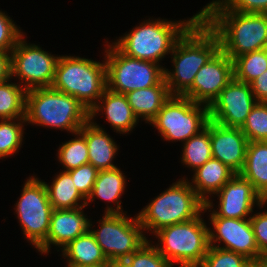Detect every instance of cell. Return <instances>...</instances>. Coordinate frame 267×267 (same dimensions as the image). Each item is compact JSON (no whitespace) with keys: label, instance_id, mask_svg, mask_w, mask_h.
Returning <instances> with one entry per match:
<instances>
[{"label":"cell","instance_id":"6da1fadb","mask_svg":"<svg viewBox=\"0 0 267 267\" xmlns=\"http://www.w3.org/2000/svg\"><path fill=\"white\" fill-rule=\"evenodd\" d=\"M200 17L217 34L220 49L232 60L267 44V14L235 12L221 1Z\"/></svg>","mask_w":267,"mask_h":267},{"label":"cell","instance_id":"7a4b0ae2","mask_svg":"<svg viewBox=\"0 0 267 267\" xmlns=\"http://www.w3.org/2000/svg\"><path fill=\"white\" fill-rule=\"evenodd\" d=\"M217 34L199 17L177 40L170 54L172 70L164 68V79L171 95L182 96L195 75L218 51Z\"/></svg>","mask_w":267,"mask_h":267},{"label":"cell","instance_id":"3957f363","mask_svg":"<svg viewBox=\"0 0 267 267\" xmlns=\"http://www.w3.org/2000/svg\"><path fill=\"white\" fill-rule=\"evenodd\" d=\"M199 17L196 13L187 20L179 21L149 18L112 43L129 57L160 64L166 55L171 54L177 40Z\"/></svg>","mask_w":267,"mask_h":267},{"label":"cell","instance_id":"277c9868","mask_svg":"<svg viewBox=\"0 0 267 267\" xmlns=\"http://www.w3.org/2000/svg\"><path fill=\"white\" fill-rule=\"evenodd\" d=\"M27 125L67 131L72 135L90 119V112L73 96L52 87L26 91Z\"/></svg>","mask_w":267,"mask_h":267},{"label":"cell","instance_id":"5b68a950","mask_svg":"<svg viewBox=\"0 0 267 267\" xmlns=\"http://www.w3.org/2000/svg\"><path fill=\"white\" fill-rule=\"evenodd\" d=\"M185 179L172 183L139 211L137 216L144 231L154 234L163 227L190 221L203 212L205 202L191 187L190 180Z\"/></svg>","mask_w":267,"mask_h":267},{"label":"cell","instance_id":"8992f818","mask_svg":"<svg viewBox=\"0 0 267 267\" xmlns=\"http://www.w3.org/2000/svg\"><path fill=\"white\" fill-rule=\"evenodd\" d=\"M51 87L73 96L90 112L107 89L105 59L97 62L80 56L60 55Z\"/></svg>","mask_w":267,"mask_h":267},{"label":"cell","instance_id":"52a82bcc","mask_svg":"<svg viewBox=\"0 0 267 267\" xmlns=\"http://www.w3.org/2000/svg\"><path fill=\"white\" fill-rule=\"evenodd\" d=\"M198 217L183 223L173 224L154 233L157 250L174 267H198L209 248V227Z\"/></svg>","mask_w":267,"mask_h":267},{"label":"cell","instance_id":"ba28073f","mask_svg":"<svg viewBox=\"0 0 267 267\" xmlns=\"http://www.w3.org/2000/svg\"><path fill=\"white\" fill-rule=\"evenodd\" d=\"M105 43L107 88L110 91L127 94L133 90L155 86L164 78V66L129 57L108 40Z\"/></svg>","mask_w":267,"mask_h":267},{"label":"cell","instance_id":"9c48e42d","mask_svg":"<svg viewBox=\"0 0 267 267\" xmlns=\"http://www.w3.org/2000/svg\"><path fill=\"white\" fill-rule=\"evenodd\" d=\"M208 121L209 106L172 95L149 124L158 130L163 140L183 144L203 130Z\"/></svg>","mask_w":267,"mask_h":267},{"label":"cell","instance_id":"30bf717a","mask_svg":"<svg viewBox=\"0 0 267 267\" xmlns=\"http://www.w3.org/2000/svg\"><path fill=\"white\" fill-rule=\"evenodd\" d=\"M25 181L14 209L24 239L37 249L47 239L53 207L45 181L36 175L28 177Z\"/></svg>","mask_w":267,"mask_h":267},{"label":"cell","instance_id":"8fae6325","mask_svg":"<svg viewBox=\"0 0 267 267\" xmlns=\"http://www.w3.org/2000/svg\"><path fill=\"white\" fill-rule=\"evenodd\" d=\"M97 223L95 230L90 221V231L109 261L126 259L148 241L137 215L104 213Z\"/></svg>","mask_w":267,"mask_h":267},{"label":"cell","instance_id":"7c38bea8","mask_svg":"<svg viewBox=\"0 0 267 267\" xmlns=\"http://www.w3.org/2000/svg\"><path fill=\"white\" fill-rule=\"evenodd\" d=\"M24 36L11 51L12 78H18V84L26 91L51 87L60 55L42 50L39 44L27 43Z\"/></svg>","mask_w":267,"mask_h":267},{"label":"cell","instance_id":"4fadbf2b","mask_svg":"<svg viewBox=\"0 0 267 267\" xmlns=\"http://www.w3.org/2000/svg\"><path fill=\"white\" fill-rule=\"evenodd\" d=\"M210 212L209 245L233 251L249 260L261 259L250 219L218 217L206 204L203 212ZM213 229V230H212ZM223 242V243H222ZM218 245H217V244ZM223 244V246L221 244Z\"/></svg>","mask_w":267,"mask_h":267},{"label":"cell","instance_id":"5bb4252c","mask_svg":"<svg viewBox=\"0 0 267 267\" xmlns=\"http://www.w3.org/2000/svg\"><path fill=\"white\" fill-rule=\"evenodd\" d=\"M257 102L250 84L233 78L209 106V119L226 127L241 128Z\"/></svg>","mask_w":267,"mask_h":267},{"label":"cell","instance_id":"9a60e30c","mask_svg":"<svg viewBox=\"0 0 267 267\" xmlns=\"http://www.w3.org/2000/svg\"><path fill=\"white\" fill-rule=\"evenodd\" d=\"M218 197L219 204L214 208L210 198L205 204L218 216L223 218L247 219L254 212V206L264 202L253 185L239 173H236L224 186L213 195Z\"/></svg>","mask_w":267,"mask_h":267},{"label":"cell","instance_id":"2e32d148","mask_svg":"<svg viewBox=\"0 0 267 267\" xmlns=\"http://www.w3.org/2000/svg\"><path fill=\"white\" fill-rule=\"evenodd\" d=\"M233 78V60L220 49L201 67L192 86L182 96L210 106Z\"/></svg>","mask_w":267,"mask_h":267},{"label":"cell","instance_id":"e0dca14e","mask_svg":"<svg viewBox=\"0 0 267 267\" xmlns=\"http://www.w3.org/2000/svg\"><path fill=\"white\" fill-rule=\"evenodd\" d=\"M85 207L77 209H53L47 239L37 248L41 254H48L51 245L64 248L69 242L90 229V220L85 215Z\"/></svg>","mask_w":267,"mask_h":267},{"label":"cell","instance_id":"ac0fdd59","mask_svg":"<svg viewBox=\"0 0 267 267\" xmlns=\"http://www.w3.org/2000/svg\"><path fill=\"white\" fill-rule=\"evenodd\" d=\"M210 142L212 158L235 173L243 169L249 141L240 128L226 127L210 120Z\"/></svg>","mask_w":267,"mask_h":267},{"label":"cell","instance_id":"d6986e66","mask_svg":"<svg viewBox=\"0 0 267 267\" xmlns=\"http://www.w3.org/2000/svg\"><path fill=\"white\" fill-rule=\"evenodd\" d=\"M99 112L106 116L110 127L118 134H129L139 123L126 95L112 92L108 88L104 91L98 103L90 110V119L101 115Z\"/></svg>","mask_w":267,"mask_h":267},{"label":"cell","instance_id":"ffe728a7","mask_svg":"<svg viewBox=\"0 0 267 267\" xmlns=\"http://www.w3.org/2000/svg\"><path fill=\"white\" fill-rule=\"evenodd\" d=\"M89 119L79 130L85 137L88 147V163L92 164L98 171L110 170L118 166L113 164L118 154L119 146L113 137L99 124Z\"/></svg>","mask_w":267,"mask_h":267},{"label":"cell","instance_id":"44dd1931","mask_svg":"<svg viewBox=\"0 0 267 267\" xmlns=\"http://www.w3.org/2000/svg\"><path fill=\"white\" fill-rule=\"evenodd\" d=\"M126 176L120 168H114L110 170H101L98 172L96 181L93 186L92 193L86 200V207L89 206L90 202H95V199H101L108 205L104 210L105 213L122 214L127 213L123 211L121 206L122 202L120 199L125 192L126 188Z\"/></svg>","mask_w":267,"mask_h":267},{"label":"cell","instance_id":"7402d4cb","mask_svg":"<svg viewBox=\"0 0 267 267\" xmlns=\"http://www.w3.org/2000/svg\"><path fill=\"white\" fill-rule=\"evenodd\" d=\"M235 174L227 165L218 159L211 158L193 171V177L189 183L197 195L206 203Z\"/></svg>","mask_w":267,"mask_h":267},{"label":"cell","instance_id":"603a6c76","mask_svg":"<svg viewBox=\"0 0 267 267\" xmlns=\"http://www.w3.org/2000/svg\"><path fill=\"white\" fill-rule=\"evenodd\" d=\"M133 113L140 121L150 123L164 103L172 96L163 78L157 85L125 94Z\"/></svg>","mask_w":267,"mask_h":267},{"label":"cell","instance_id":"cb8c5ba5","mask_svg":"<svg viewBox=\"0 0 267 267\" xmlns=\"http://www.w3.org/2000/svg\"><path fill=\"white\" fill-rule=\"evenodd\" d=\"M61 252L67 261L66 267H85L109 261L90 229L69 242Z\"/></svg>","mask_w":267,"mask_h":267},{"label":"cell","instance_id":"d4e9b609","mask_svg":"<svg viewBox=\"0 0 267 267\" xmlns=\"http://www.w3.org/2000/svg\"><path fill=\"white\" fill-rule=\"evenodd\" d=\"M239 174L267 201V141L248 143L245 163Z\"/></svg>","mask_w":267,"mask_h":267},{"label":"cell","instance_id":"484cf974","mask_svg":"<svg viewBox=\"0 0 267 267\" xmlns=\"http://www.w3.org/2000/svg\"><path fill=\"white\" fill-rule=\"evenodd\" d=\"M51 184L45 182L53 209H77L86 207V199L79 193L71 175L60 171Z\"/></svg>","mask_w":267,"mask_h":267},{"label":"cell","instance_id":"4316f807","mask_svg":"<svg viewBox=\"0 0 267 267\" xmlns=\"http://www.w3.org/2000/svg\"><path fill=\"white\" fill-rule=\"evenodd\" d=\"M182 146L181 162L185 167L192 168V171L211 159L210 119L203 130L189 138Z\"/></svg>","mask_w":267,"mask_h":267},{"label":"cell","instance_id":"83f0119b","mask_svg":"<svg viewBox=\"0 0 267 267\" xmlns=\"http://www.w3.org/2000/svg\"><path fill=\"white\" fill-rule=\"evenodd\" d=\"M26 90L11 79L0 83V120L25 118Z\"/></svg>","mask_w":267,"mask_h":267},{"label":"cell","instance_id":"f1b7e54d","mask_svg":"<svg viewBox=\"0 0 267 267\" xmlns=\"http://www.w3.org/2000/svg\"><path fill=\"white\" fill-rule=\"evenodd\" d=\"M267 71V55L264 49L243 54L233 60L234 78L250 84Z\"/></svg>","mask_w":267,"mask_h":267},{"label":"cell","instance_id":"f546056e","mask_svg":"<svg viewBox=\"0 0 267 267\" xmlns=\"http://www.w3.org/2000/svg\"><path fill=\"white\" fill-rule=\"evenodd\" d=\"M25 118L0 120V159L10 157L20 150L24 138Z\"/></svg>","mask_w":267,"mask_h":267},{"label":"cell","instance_id":"4dcf8cb0","mask_svg":"<svg viewBox=\"0 0 267 267\" xmlns=\"http://www.w3.org/2000/svg\"><path fill=\"white\" fill-rule=\"evenodd\" d=\"M73 136L74 139L62 143L57 150V158L64 171H69L88 163V147L85 137L79 131L75 132Z\"/></svg>","mask_w":267,"mask_h":267},{"label":"cell","instance_id":"1f68e13d","mask_svg":"<svg viewBox=\"0 0 267 267\" xmlns=\"http://www.w3.org/2000/svg\"><path fill=\"white\" fill-rule=\"evenodd\" d=\"M240 129L249 142L267 141V102H257Z\"/></svg>","mask_w":267,"mask_h":267},{"label":"cell","instance_id":"d6a6232c","mask_svg":"<svg viewBox=\"0 0 267 267\" xmlns=\"http://www.w3.org/2000/svg\"><path fill=\"white\" fill-rule=\"evenodd\" d=\"M126 260L132 267H173L152 244L151 240L146 241Z\"/></svg>","mask_w":267,"mask_h":267},{"label":"cell","instance_id":"836d02e7","mask_svg":"<svg viewBox=\"0 0 267 267\" xmlns=\"http://www.w3.org/2000/svg\"><path fill=\"white\" fill-rule=\"evenodd\" d=\"M249 259L230 250L209 246L198 267H242Z\"/></svg>","mask_w":267,"mask_h":267},{"label":"cell","instance_id":"e575fe53","mask_svg":"<svg viewBox=\"0 0 267 267\" xmlns=\"http://www.w3.org/2000/svg\"><path fill=\"white\" fill-rule=\"evenodd\" d=\"M24 34L14 20L0 10V51L11 52Z\"/></svg>","mask_w":267,"mask_h":267},{"label":"cell","instance_id":"d590c367","mask_svg":"<svg viewBox=\"0 0 267 267\" xmlns=\"http://www.w3.org/2000/svg\"><path fill=\"white\" fill-rule=\"evenodd\" d=\"M67 172L71 175L79 193L87 200L92 193L99 171L92 164L87 163Z\"/></svg>","mask_w":267,"mask_h":267},{"label":"cell","instance_id":"8d00e7d4","mask_svg":"<svg viewBox=\"0 0 267 267\" xmlns=\"http://www.w3.org/2000/svg\"><path fill=\"white\" fill-rule=\"evenodd\" d=\"M267 201L262 202L259 206V209H262V212L252 213L250 219L255 241L259 252L261 253V259L267 260V210L266 208Z\"/></svg>","mask_w":267,"mask_h":267},{"label":"cell","instance_id":"74e56055","mask_svg":"<svg viewBox=\"0 0 267 267\" xmlns=\"http://www.w3.org/2000/svg\"><path fill=\"white\" fill-rule=\"evenodd\" d=\"M222 2L235 12L267 14V0H222Z\"/></svg>","mask_w":267,"mask_h":267},{"label":"cell","instance_id":"f35d334b","mask_svg":"<svg viewBox=\"0 0 267 267\" xmlns=\"http://www.w3.org/2000/svg\"><path fill=\"white\" fill-rule=\"evenodd\" d=\"M250 86L258 102H267V71L252 81Z\"/></svg>","mask_w":267,"mask_h":267},{"label":"cell","instance_id":"ab89813d","mask_svg":"<svg viewBox=\"0 0 267 267\" xmlns=\"http://www.w3.org/2000/svg\"><path fill=\"white\" fill-rule=\"evenodd\" d=\"M12 79L11 52L0 51V83Z\"/></svg>","mask_w":267,"mask_h":267},{"label":"cell","instance_id":"60d3db41","mask_svg":"<svg viewBox=\"0 0 267 267\" xmlns=\"http://www.w3.org/2000/svg\"><path fill=\"white\" fill-rule=\"evenodd\" d=\"M266 262V259L248 260L242 267H262Z\"/></svg>","mask_w":267,"mask_h":267},{"label":"cell","instance_id":"b9f144b4","mask_svg":"<svg viewBox=\"0 0 267 267\" xmlns=\"http://www.w3.org/2000/svg\"><path fill=\"white\" fill-rule=\"evenodd\" d=\"M111 267H132L126 259L111 260Z\"/></svg>","mask_w":267,"mask_h":267},{"label":"cell","instance_id":"7bdbcfd3","mask_svg":"<svg viewBox=\"0 0 267 267\" xmlns=\"http://www.w3.org/2000/svg\"><path fill=\"white\" fill-rule=\"evenodd\" d=\"M222 0H212L210 3L206 4V6H204L199 12L198 14L201 15L209 6L221 2Z\"/></svg>","mask_w":267,"mask_h":267},{"label":"cell","instance_id":"ee69618b","mask_svg":"<svg viewBox=\"0 0 267 267\" xmlns=\"http://www.w3.org/2000/svg\"><path fill=\"white\" fill-rule=\"evenodd\" d=\"M85 267H111V261H107L98 265L85 266Z\"/></svg>","mask_w":267,"mask_h":267},{"label":"cell","instance_id":"f6af8a7d","mask_svg":"<svg viewBox=\"0 0 267 267\" xmlns=\"http://www.w3.org/2000/svg\"><path fill=\"white\" fill-rule=\"evenodd\" d=\"M264 51H265V53H266V55H267V44H266V46L264 47Z\"/></svg>","mask_w":267,"mask_h":267}]
</instances>
